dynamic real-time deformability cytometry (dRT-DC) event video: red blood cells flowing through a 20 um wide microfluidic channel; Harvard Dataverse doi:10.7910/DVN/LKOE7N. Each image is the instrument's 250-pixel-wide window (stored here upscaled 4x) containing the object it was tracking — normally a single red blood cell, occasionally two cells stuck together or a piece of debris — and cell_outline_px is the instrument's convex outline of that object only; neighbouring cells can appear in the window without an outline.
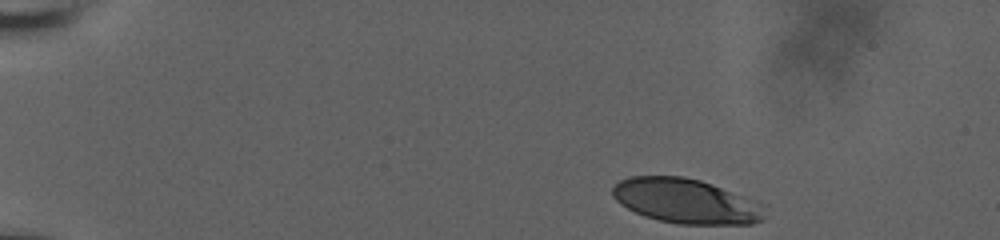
{"species": "human", "species_latin": "Homo sapiens", "temperature_condition": "room temperature", "stored_images_in_passage": 38, "camera_frame_rate_fps": 3000, "um_per_image_px": 0.085, "donor": {"sex": "male"}, "frame": {"image": 1, "passage_image": 1, "time_ms": 0.0, "image_size_px": [1000, 240], "cell_outline_px": [[768, 204], [764, 220], [752, 224], [680, 224], [660, 220], [644, 216], [620, 204], [612, 196], [612, 188], [620, 180], [628, 176], [684, 176], [700, 180], [712, 184]], "centroid_in_image_um": [58.38, 17.09], "position_along_channel_um": 26.6, "area_um2": 40.17}}
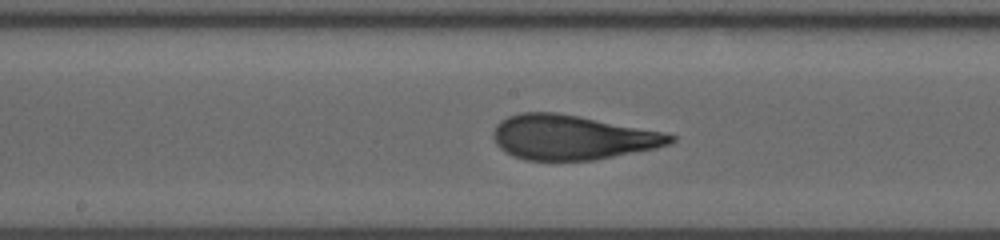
{"frame": {"image": 2, "passage_image": 22, "time_ms": 7.0, "image_size_px": [1000, 240], "cell_outline_px": [[676, 140], [668, 144], [656, 148], [592, 160], [524, 160], [512, 156], [504, 152], [496, 144], [492, 136], [492, 132], [496, 124], [500, 120], [508, 116], [520, 112], [556, 112], [580, 116], [664, 132], [676, 136]], "centroid_in_image_um": [48.58, 11.67], "position_along_channel_um": 199.6, "area_um2": 46.18}}
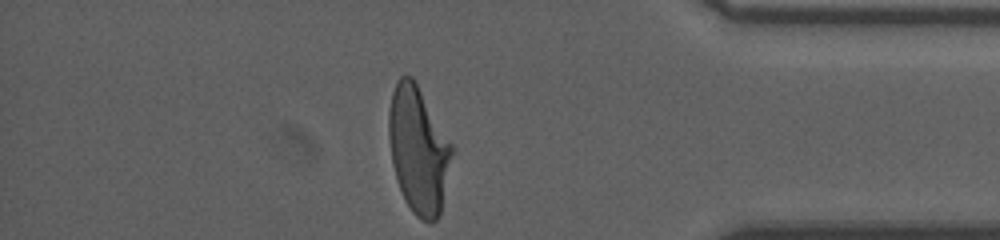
{"frame": {"image": 3, "passage_image": 38, "time_ms": 12.333, "image_size_px": [1000, 240], "cell_outline_px": [[456, 148], [440, 212], [436, 220], [432, 224], [428, 224], [420, 220], [412, 212], [404, 200], [396, 180], [392, 164], [388, 136], [388, 112], [392, 92], [396, 80], [400, 76], [412, 76]], "centroid_in_image_um": [35.58, 12.76], "position_along_channel_um": 399.6, "area_um2": 47.57}, "authors_computed_cell_mechanics": {"area_um2": 45.4308, "velocity_mm_per_s": 3.7369, "shape_relaxation_time_tau1_ms": 4.666, "shape_relaxation_time_tau2_ms": 0.6924, "deformation_change_tau1": 0.23, "deformation_change_tau2": 0.095}}